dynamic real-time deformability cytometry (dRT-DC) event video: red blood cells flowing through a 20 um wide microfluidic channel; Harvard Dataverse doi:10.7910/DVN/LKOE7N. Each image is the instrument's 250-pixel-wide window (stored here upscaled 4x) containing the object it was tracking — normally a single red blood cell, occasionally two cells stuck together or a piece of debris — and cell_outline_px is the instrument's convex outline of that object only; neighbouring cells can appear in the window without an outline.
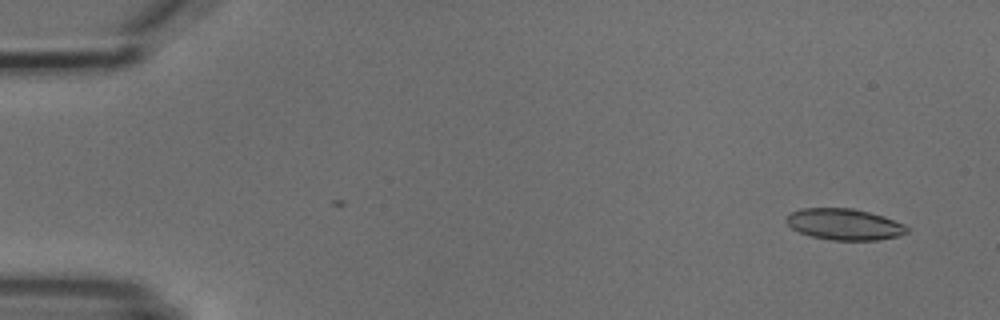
{"species": "common noctule bat (a hibernating species)", "species_latin": "Nyctalus noctula", "temperature_condition": "cold", "stored_images_in_passage": 2, "camera_frame_rate_fps": 3000, "um_per_image_px": 0.085, "animal": {"sex": "male", "body_mass_g": 18.8}, "frame": {"image": 1, "passage_image": 2, "time_ms": 1.0, "image_size_px": [1000, 320], "cell_outline_px": [[908, 232], [900, 236], [876, 240], [832, 240], [812, 236], [800, 232], [792, 228], [784, 220], [792, 212], [800, 208], [852, 208], [884, 216], [904, 224], [908, 228]], "centroid_in_image_um": [71.78, 19.06], "position_along_channel_um": 13.2, "area_um2": 21.91}}